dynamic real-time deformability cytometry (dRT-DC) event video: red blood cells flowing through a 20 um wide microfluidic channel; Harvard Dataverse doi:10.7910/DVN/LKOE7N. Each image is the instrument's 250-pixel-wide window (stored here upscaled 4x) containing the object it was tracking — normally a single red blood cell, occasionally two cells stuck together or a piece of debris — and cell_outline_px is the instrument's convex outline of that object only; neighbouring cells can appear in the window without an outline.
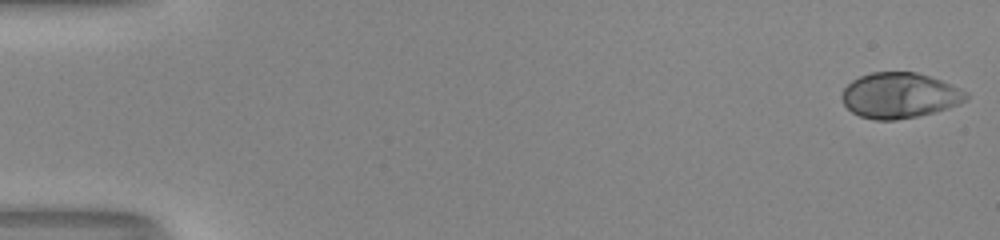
{"species": "human", "species_latin": "Homo sapiens", "temperature_condition": "room temperature", "stored_images_in_passage": 53, "camera_frame_rate_fps": 3000, "um_per_image_px": 0.085, "donor": {"sex": "male"}, "frame": {"image": 1, "passage_image": 1, "time_ms": 0.0, "image_size_px": [1000, 240], "cell_outline_px": [[968, 100], [960, 104], [948, 108], [916, 116], [896, 120], [876, 120], [860, 116], [852, 112], [844, 104], [840, 96], [844, 88], [852, 80], [860, 76], [872, 72], [916, 72], [940, 80], [968, 92]], "centroid_in_image_um": [76.45, 8.11], "position_along_channel_um": 8.5, "area_um2": 32.83}}
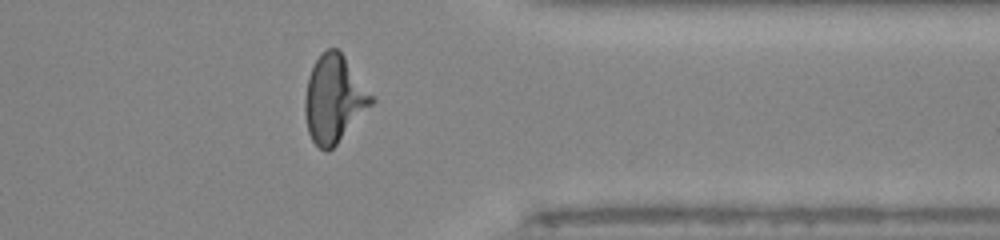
{"frame": {"image": 2, "passage_image": 43, "time_ms": 14.0, "image_size_px": [1000, 240], "cell_outline_px": [[376, 100], [336, 144], [328, 152], [324, 152], [312, 140], [308, 132], [304, 112], [304, 100], [308, 76], [316, 60], [328, 48], [336, 48], [344, 56]], "centroid_in_image_um": [28.37, 8.43], "position_along_channel_um": 383.0, "area_um2": 33.35}}
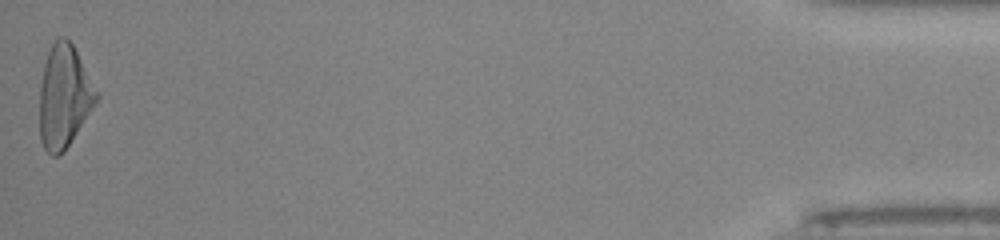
{"frame": {"image": 3, "passage_image": 53, "time_ms": 17.333, "image_size_px": [1000, 240], "cell_outline_px": [[100, 96], [96, 104], [64, 152], [60, 156], [52, 156], [44, 148], [40, 140], [40, 84], [44, 64], [48, 52], [52, 44], [60, 36], [64, 36], [72, 44]], "centroid_in_image_um": [5.44, 8.24], "position_along_channel_um": 429.8, "area_um2": 33.87}, "authors_computed_cell_mechanics": {"area_um2": 32.1368, "velocity_mm_per_s": 4.0191, "shape_relaxation_time_tau1_ms": 4.4431, "shape_relaxation_time_tau2_ms": null, "deformation_change_tau1": 0.2416, "deformation_change_tau2": null}}